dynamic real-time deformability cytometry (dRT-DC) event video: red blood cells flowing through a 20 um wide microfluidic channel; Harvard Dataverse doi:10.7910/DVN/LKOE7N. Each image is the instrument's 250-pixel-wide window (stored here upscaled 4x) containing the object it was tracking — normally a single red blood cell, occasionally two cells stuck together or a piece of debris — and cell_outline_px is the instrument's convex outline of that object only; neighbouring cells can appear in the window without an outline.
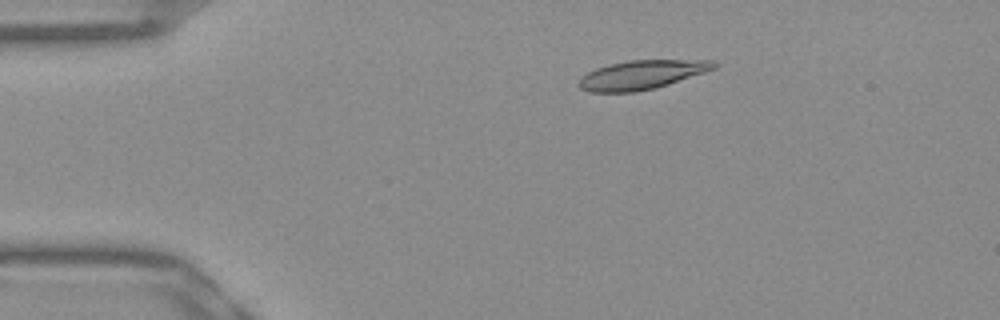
{"species": "Egyptian fruit bat (a non-hibernating species)", "species_latin": "Rousettus aegyptiacus", "temperature_condition": "warm", "stored_images_in_passage": 52, "camera_frame_rate_fps": 3000, "um_per_image_px": 0.085, "frame": {"image": 1, "passage_image": 10, "time_ms": 3.0, "image_size_px": [1000, 320], "cell_outline_px": [[720, 64], [716, 68], [656, 88], [636, 92], [588, 92], [580, 88], [576, 84], [580, 76], [596, 68], [608, 64], [628, 60], [716, 60]], "centroid_in_image_um": [54.52, 6.35], "position_along_channel_um": 30.5, "area_um2": 23.06}}
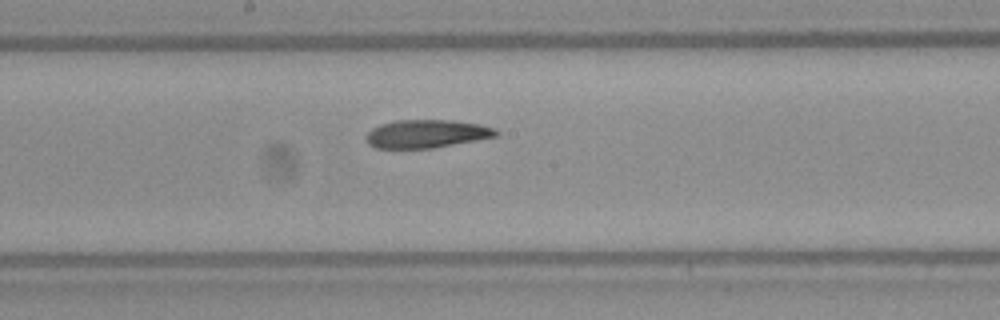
{"frame": {"image": 2, "passage_image": 28, "time_ms": 9.0, "image_size_px": [1000, 320], "cell_outline_px": [[500, 132], [496, 136], [476, 140], [432, 148], [376, 148], [368, 144], [364, 140], [364, 136], [372, 128], [380, 124], [396, 120], [452, 120], [480, 124], [496, 128]], "centroid_in_image_um": [36.23, 11.37], "position_along_channel_um": 212.0, "area_um2": 21.44}}
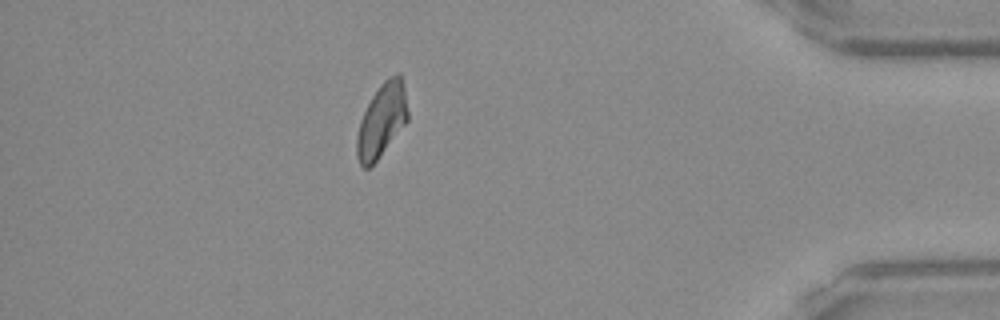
{"frame": {"image": 3, "passage_image": 46, "time_ms": 15.0, "image_size_px": [1000, 320], "cell_outline_px": [[408, 120], [376, 160], [368, 168], [364, 168], [360, 164], [356, 156], [356, 136], [360, 120], [372, 96], [380, 84], [388, 76], [396, 72], [400, 72], [404, 88], [408, 112]], "centroid_in_image_um": [32.44, 10.19], "position_along_channel_um": 402.8, "area_um2": 21.68}, "authors_computed_cell_mechanics": {"area_um2": 22.1663, "velocity_mm_per_s": 3.9039, "shape_relaxation_time_tau1_ms": null, "shape_relaxation_time_tau2_ms": 7.0291, "deformation_change_tau1": null, "deformation_change_tau2": 0.1524}}